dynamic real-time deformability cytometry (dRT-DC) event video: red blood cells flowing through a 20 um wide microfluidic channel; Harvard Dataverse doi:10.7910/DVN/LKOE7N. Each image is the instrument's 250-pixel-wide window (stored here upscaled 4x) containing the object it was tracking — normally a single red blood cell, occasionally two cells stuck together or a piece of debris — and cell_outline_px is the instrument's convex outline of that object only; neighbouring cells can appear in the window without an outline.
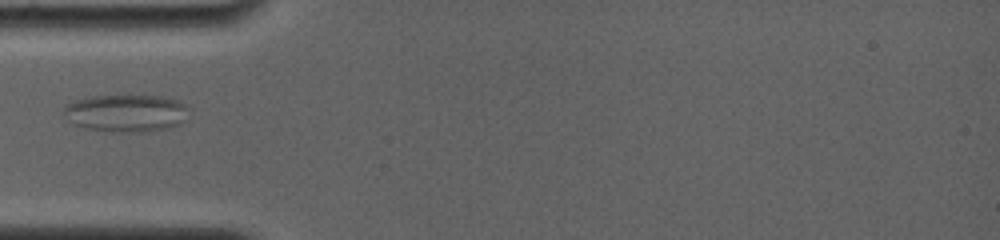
{"species": "common noctule bat (a hibernating species)", "species_latin": "Nyctalus noctula", "temperature_condition": "room temperature", "stored_images_in_passage": 21, "camera_frame_rate_fps": 4000, "um_per_image_px": 0.085, "animal": {"sex": "female", "body_mass_g": 19.0, "forearm_length_mm": 56.7}, "frame": {"image": 1, "passage_image": 1, "time_ms": 0.0, "image_size_px": [1000, 240], "cell_outline_px": [[188, 108], [184, 120], [180, 124], [168, 128], [140, 132], [120, 132], [84, 128], [72, 124], [64, 112], [64, 108], [68, 104], [76, 100], [88, 96], [160, 96], [176, 100], [184, 104]], "centroid_in_image_um": [10.71, 9.62], "position_along_channel_um": 74.3, "area_um2": 26.99}}
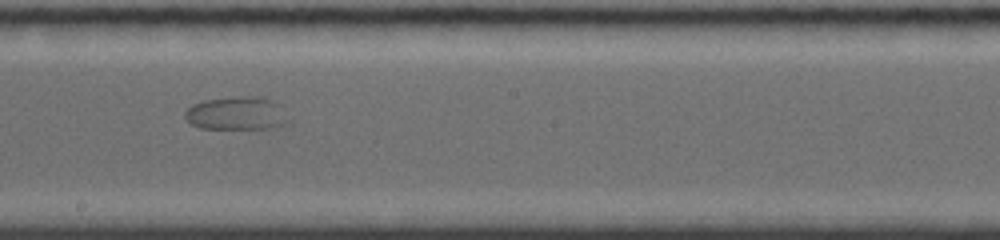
{"frame": {"image": 2, "passage_image": 16, "time_ms": 4.25, "image_size_px": [1000, 240], "cell_outline_px": [[288, 120], [284, 124], [268, 128], [200, 128], [192, 124], [184, 116], [184, 112], [192, 104], [204, 100], [240, 96], [260, 96], [272, 100], [276, 104]], "centroid_in_image_um": [20.04, 9.62], "position_along_channel_um": 228.2, "area_um2": 19.59}}
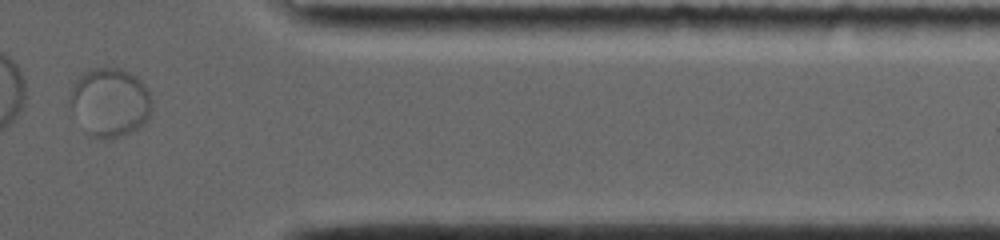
{"frame": {"image": 3, "passage_image": 20, "time_ms": 9.25, "image_size_px": [1000, 240], "cell_outline_px": [[152, 108], [148, 120], [144, 124], [132, 132], [112, 140], [88, 136], [84, 132], [68, 104], [68, 92], [80, 72], [96, 68], [120, 68], [128, 72], [140, 80], [144, 84], [152, 100]], "centroid_in_image_um": [9.29, 8.72], "position_along_channel_um": 402.1, "area_um2": 33.7}}